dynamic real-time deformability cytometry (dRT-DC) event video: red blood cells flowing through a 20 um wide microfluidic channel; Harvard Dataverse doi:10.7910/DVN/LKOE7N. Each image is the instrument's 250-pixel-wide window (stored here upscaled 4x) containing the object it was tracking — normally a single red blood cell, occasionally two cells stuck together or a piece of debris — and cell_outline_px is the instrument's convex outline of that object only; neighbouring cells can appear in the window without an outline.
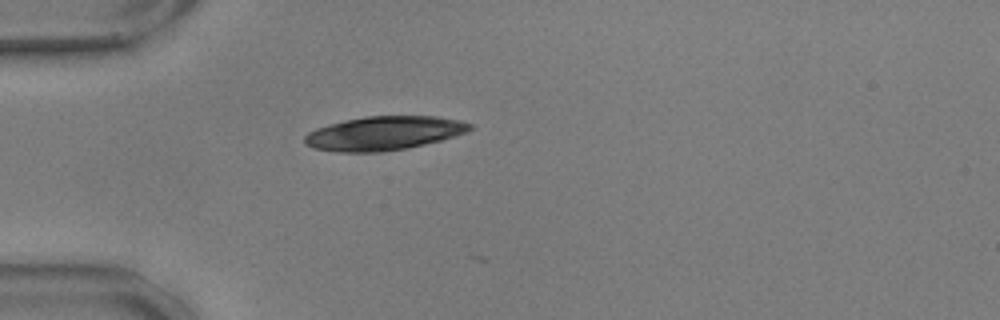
{"species": "common noctule bat (a hibernating species)", "species_latin": "Nyctalus noctula", "temperature_condition": "warm", "stored_images_in_passage": 6, "camera_frame_rate_fps": 3000, "um_per_image_px": 0.085, "animal": {"sex": "male", "body_mass_g": 17.9, "forearm_length_mm": 54.2}, "frame": {"image": 1, "passage_image": 2, "time_ms": 0.333, "image_size_px": [1000, 320], "cell_outline_px": [[476, 128], [468, 132], [440, 140], [408, 148], [384, 152], [340, 152], [312, 148], [304, 144], [304, 136], [308, 132], [316, 128], [328, 124], [344, 120], [364, 116], [436, 116], [460, 120], [472, 124]], "centroid_in_image_um": [32.63, 11.32], "position_along_channel_um": 52.4, "area_um2": 32.95}}